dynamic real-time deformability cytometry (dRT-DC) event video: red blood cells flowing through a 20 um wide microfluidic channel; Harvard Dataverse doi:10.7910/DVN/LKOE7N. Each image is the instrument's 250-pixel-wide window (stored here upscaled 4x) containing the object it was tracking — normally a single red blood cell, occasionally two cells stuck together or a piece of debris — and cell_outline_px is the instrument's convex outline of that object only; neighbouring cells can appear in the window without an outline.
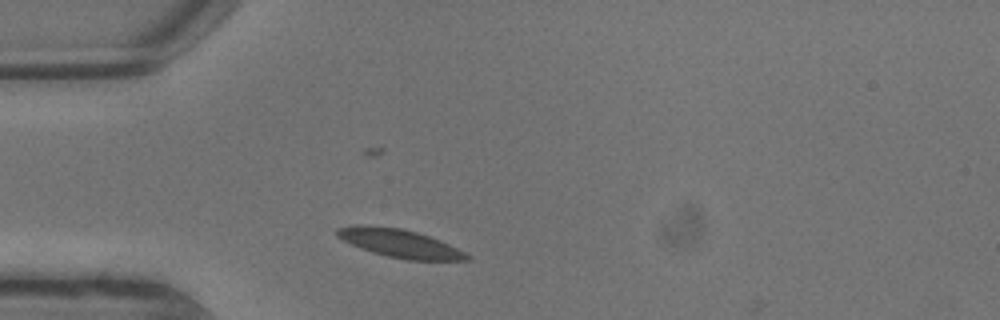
{"species": "common noctule bat (a hibernating species)", "species_latin": "Nyctalus noctula", "temperature_condition": "warm", "stored_images_in_passage": 4, "camera_frame_rate_fps": 3000, "um_per_image_px": 0.085, "animal": {"sex": "male", "body_mass_g": 13.3}, "frame": {"image": 1, "passage_image": 1, "time_ms": 0.0, "image_size_px": [1000, 320], "cell_outline_px": [[472, 260], [408, 260], [388, 256], [372, 252], [360, 248], [336, 236], [336, 228], [356, 224], [400, 228], [416, 232], [440, 240], [472, 256]], "centroid_in_image_um": [33.97, 20.68], "position_along_channel_um": 51.0, "area_um2": 21.15}}
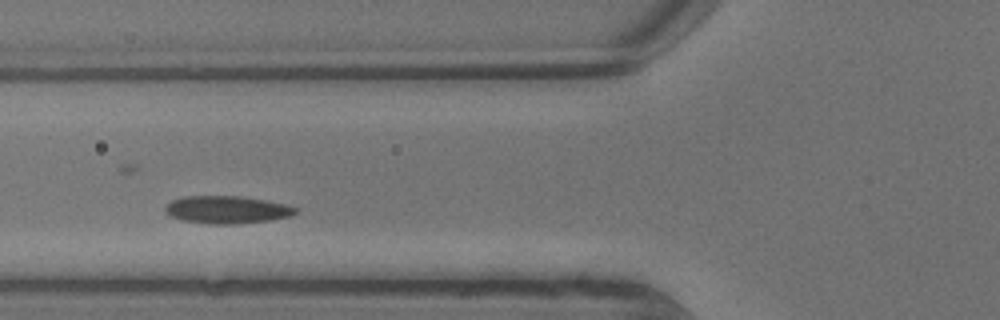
{"frame": {"image": 2, "passage_image": 3, "time_ms": 0.667, "image_size_px": [1000, 320], "cell_outline_px": [[296, 212], [288, 216], [268, 220], [236, 224], [212, 224], [184, 220], [172, 216], [164, 212], [164, 208], [172, 200], [184, 196], [240, 196], [288, 204], [296, 208]], "centroid_in_image_um": [19.27, 17.81], "position_along_channel_um": 106.5, "area_um2": 20.69}}
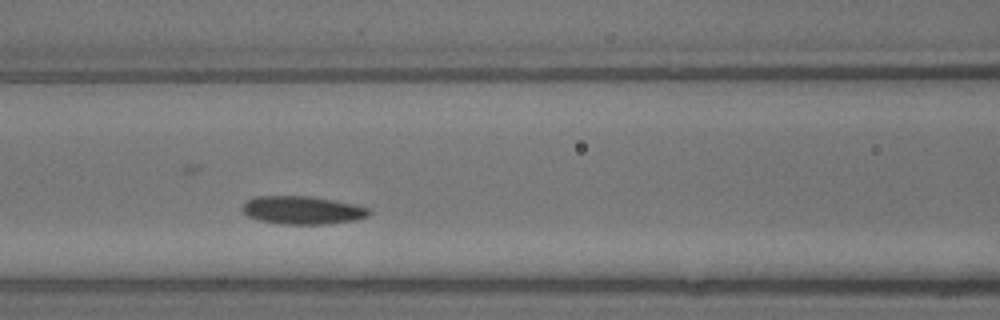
{"frame": {"image": 3, "passage_image": 4, "time_ms": 1.0, "image_size_px": [1000, 320], "cell_outline_px": [[372, 212], [368, 216], [352, 220], [328, 224], [280, 224], [256, 220], [248, 216], [240, 208], [248, 200], [256, 196], [308, 196], [332, 200], [372, 208]], "centroid_in_image_um": [25.69, 17.87], "position_along_channel_um": 140.9, "area_um2": 20.75}}